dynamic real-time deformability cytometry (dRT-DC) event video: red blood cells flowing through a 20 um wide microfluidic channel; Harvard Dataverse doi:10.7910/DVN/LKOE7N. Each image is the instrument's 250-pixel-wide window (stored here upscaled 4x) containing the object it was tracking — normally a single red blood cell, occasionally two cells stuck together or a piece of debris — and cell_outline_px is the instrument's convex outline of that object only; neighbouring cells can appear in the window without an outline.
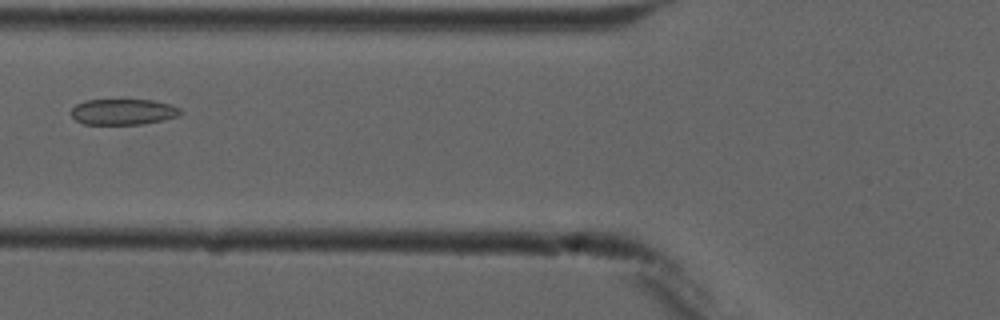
{"species": "common noctule bat (a hibernating species)", "species_latin": "Nyctalus noctula", "temperature_condition": "cold", "stored_images_in_passage": 5, "camera_frame_rate_fps": 3000, "um_per_image_px": 0.085, "animal": {"sex": "male", "forearm_length_mm": 52.5}, "frame": {"image": 1, "passage_image": 5, "time_ms": 5.333, "image_size_px": [1000, 320], "cell_outline_px": [[184, 112], [176, 116], [164, 120], [140, 124], [84, 124], [76, 120], [72, 116], [72, 108], [76, 104], [84, 100], [152, 100], [168, 104], [180, 108]], "centroid_in_image_um": [10.47, 9.5], "position_along_channel_um": 115.3, "area_um2": 16.36}}